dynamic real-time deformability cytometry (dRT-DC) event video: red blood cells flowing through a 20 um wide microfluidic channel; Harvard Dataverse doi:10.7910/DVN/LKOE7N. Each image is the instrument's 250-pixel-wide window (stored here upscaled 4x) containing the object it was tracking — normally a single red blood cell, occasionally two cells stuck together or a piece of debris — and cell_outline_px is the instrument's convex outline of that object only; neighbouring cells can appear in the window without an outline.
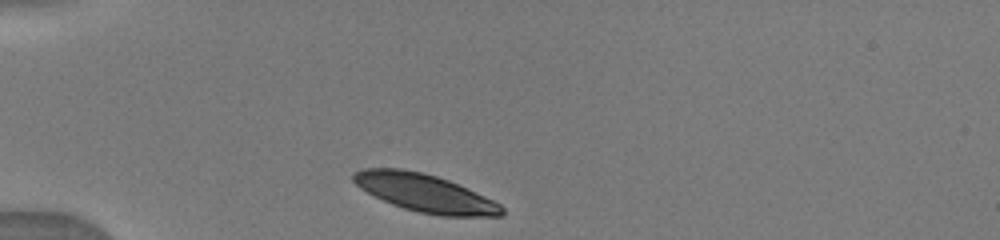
{"species": "human", "species_latin": "Homo sapiens", "temperature_condition": "warm", "stored_images_in_passage": 12, "camera_frame_rate_fps": 3000, "um_per_image_px": 0.085, "donor": {"sex": "male"}, "frame": {"image": 1, "passage_image": 1, "time_ms": 0.0, "image_size_px": [1000, 240], "cell_outline_px": [[504, 212], [500, 216], [440, 216], [420, 212], [404, 208], [392, 204], [360, 188], [352, 180], [352, 172], [364, 168], [400, 168], [424, 172], [448, 180], [492, 200], [500, 204], [504, 208]], "centroid_in_image_um": [36.09, 16.39], "position_along_channel_um": 48.9, "area_um2": 32.37}}
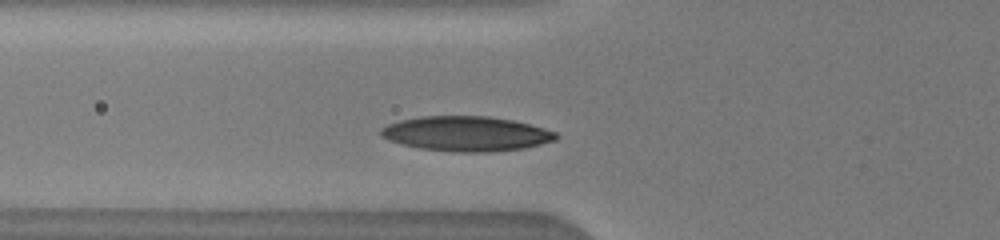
{"frame": {"image": 2, "passage_image": 9, "time_ms": 1.667, "image_size_px": [1000, 240], "cell_outline_px": [[560, 136], [556, 140], [524, 148], [488, 152], [452, 152], [420, 148], [388, 140], [380, 136], [380, 128], [388, 124], [400, 120], [420, 116], [488, 116], [512, 120], [544, 128], [556, 132]], "centroid_in_image_um": [39.62, 11.36], "position_along_channel_um": 86.2, "area_um2": 35.6}}